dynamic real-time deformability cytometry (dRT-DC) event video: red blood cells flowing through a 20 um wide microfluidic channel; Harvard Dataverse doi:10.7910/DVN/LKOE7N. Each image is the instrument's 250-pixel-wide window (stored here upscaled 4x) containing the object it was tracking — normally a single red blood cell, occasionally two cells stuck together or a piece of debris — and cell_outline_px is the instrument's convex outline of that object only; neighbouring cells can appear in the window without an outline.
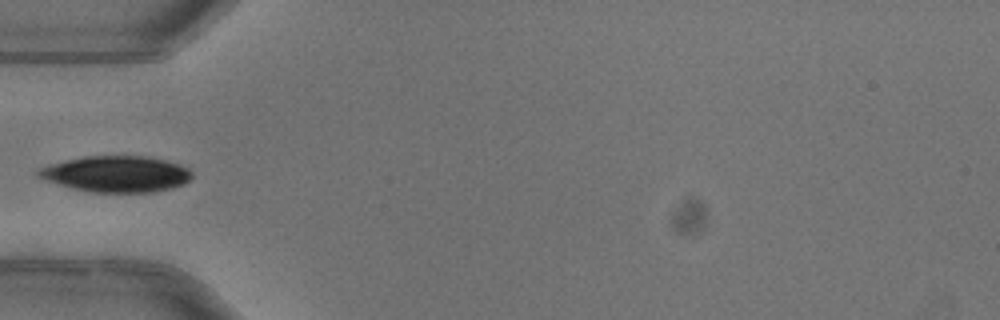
{"species": "common noctule bat (a hibernating species)", "species_latin": "Nyctalus noctula", "temperature_condition": "warm", "stored_images_in_passage": 4, "camera_frame_rate_fps": 3000, "um_per_image_px": 0.085, "animal": {"sex": "female"}, "frame": {"image": 1, "passage_image": 4, "time_ms": 1.0, "image_size_px": [1000, 320], "cell_outline_px": [[192, 176], [184, 184], [172, 188], [152, 192], [88, 192], [72, 188], [44, 180], [36, 176], [36, 172], [40, 168], [64, 160], [84, 156], [148, 156], [180, 164], [188, 168], [192, 172]], "centroid_in_image_um": [9.88, 14.79], "position_along_channel_um": 75.1, "area_um2": 32.43}}